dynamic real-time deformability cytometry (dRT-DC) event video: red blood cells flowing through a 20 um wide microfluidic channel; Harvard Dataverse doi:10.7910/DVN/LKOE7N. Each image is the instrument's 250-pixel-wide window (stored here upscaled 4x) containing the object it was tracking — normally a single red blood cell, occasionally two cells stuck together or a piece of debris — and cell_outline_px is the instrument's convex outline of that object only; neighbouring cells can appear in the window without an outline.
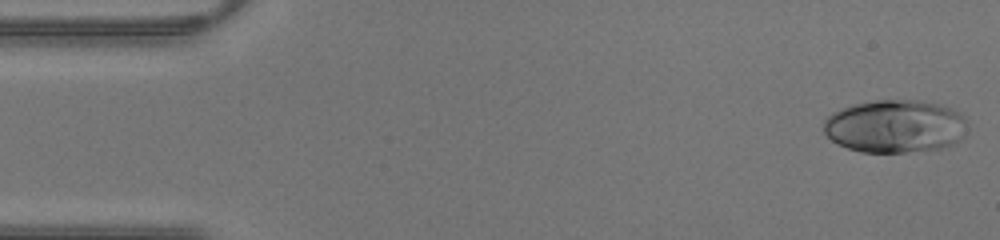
{"species": "human", "species_latin": "Homo sapiens", "temperature_condition": "warm", "stored_images_in_passage": 42, "camera_frame_rate_fps": 3000, "um_per_image_px": 0.085, "donor": {"sex": "male"}, "frame": {"image": 1, "passage_image": 1, "time_ms": 0.0, "image_size_px": [1000, 240], "cell_outline_px": [[964, 136], [960, 140], [952, 144], [940, 148], [904, 152], [860, 152], [848, 148], [832, 140], [824, 132], [824, 120], [828, 116], [844, 108], [856, 104], [876, 100], [916, 100], [940, 104], [952, 108], [964, 116]], "centroid_in_image_um": [76.09, 10.73], "position_along_channel_um": 8.9, "area_um2": 43.93}}
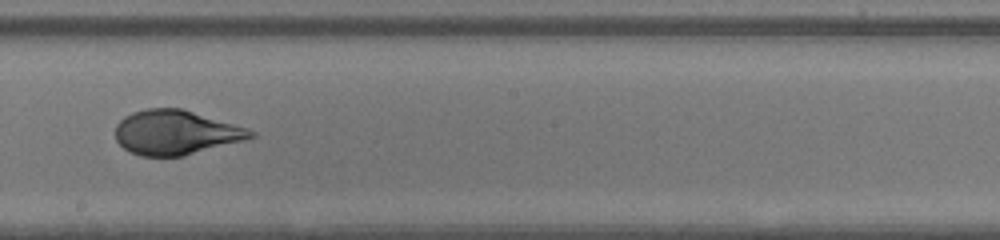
{"frame": {"image": 2, "passage_image": 23, "time_ms": 7.333, "image_size_px": [1000, 240], "cell_outline_px": [[256, 136], [244, 140], [184, 156], [140, 156], [124, 148], [116, 140], [116, 124], [124, 116], [132, 112], [148, 108], [180, 108], [248, 128], [256, 132]], "centroid_in_image_um": [14.93, 11.26], "position_along_channel_um": 233.3, "area_um2": 34.91}}
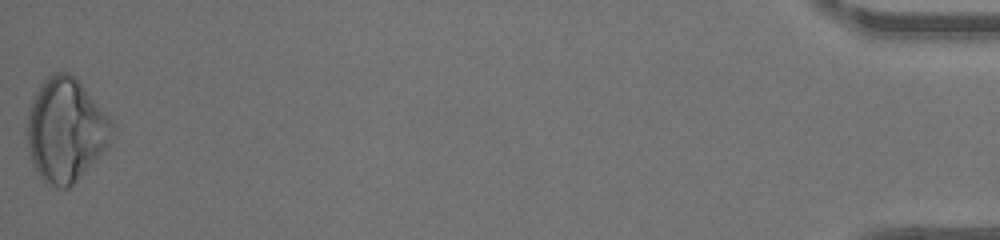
{"frame": {"image": 3, "passage_image": 42, "time_ms": 13.667, "image_size_px": [1000, 240], "cell_outline_px": [[116, 128], [108, 144], [72, 184], [68, 188], [56, 188], [44, 180], [36, 172], [32, 164], [28, 152], [28, 108], [40, 84], [48, 76], [56, 72], [68, 72], [76, 76], [108, 116]], "centroid_in_image_um": [5.57, 11.01], "position_along_channel_um": 429.6, "area_um2": 50.75}}